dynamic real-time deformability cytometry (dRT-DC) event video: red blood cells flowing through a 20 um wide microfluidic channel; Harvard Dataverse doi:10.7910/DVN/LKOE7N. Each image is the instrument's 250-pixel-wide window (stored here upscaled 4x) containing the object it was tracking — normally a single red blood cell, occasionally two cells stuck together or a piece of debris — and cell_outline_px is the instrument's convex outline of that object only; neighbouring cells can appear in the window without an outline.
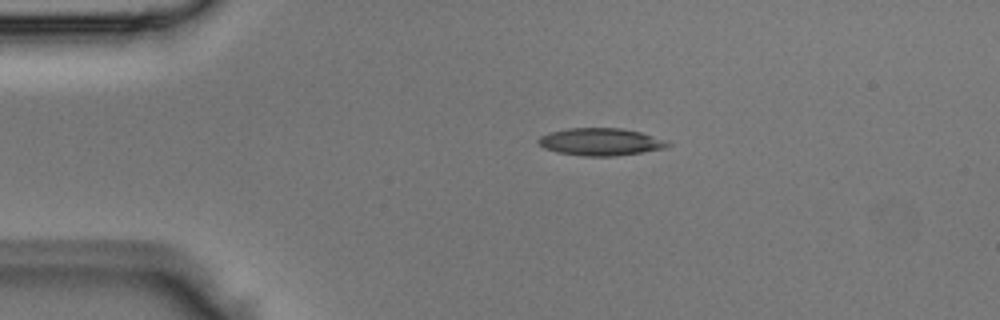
{"species": "Egyptian fruit bat (a non-hibernating species)", "species_latin": "Rousettus aegyptiacus", "temperature_condition": "room temperature", "stored_images_in_passage": 2, "camera_frame_rate_fps": 3000, "um_per_image_px": 0.085, "animal": {"sex": "male"}, "frame": {"image": 1, "passage_image": 1, "time_ms": 0.0, "image_size_px": [1000, 320], "cell_outline_px": [[672, 144], [664, 148], [616, 156], [584, 156], [556, 152], [544, 148], [536, 140], [540, 136], [548, 132], [568, 128], [624, 128], [640, 132], [668, 140]], "centroid_in_image_um": [51.04, 12.05], "position_along_channel_um": 34.0, "area_um2": 20.75}}